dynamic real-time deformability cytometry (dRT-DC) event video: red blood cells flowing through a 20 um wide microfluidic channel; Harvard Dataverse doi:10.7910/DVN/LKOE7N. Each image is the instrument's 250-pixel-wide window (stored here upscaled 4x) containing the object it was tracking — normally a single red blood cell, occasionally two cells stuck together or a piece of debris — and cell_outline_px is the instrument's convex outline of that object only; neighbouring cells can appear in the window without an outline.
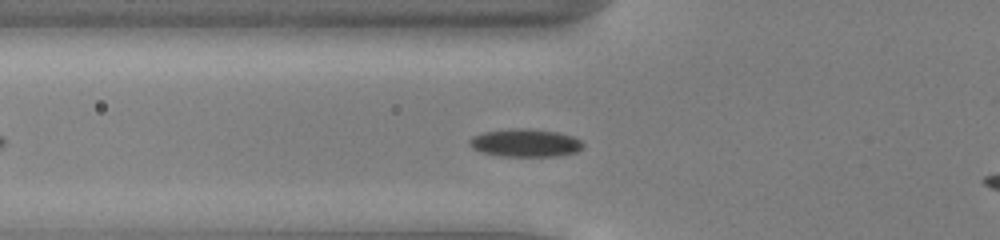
{"species": "common noctule bat (a hibernating species)", "species_latin": "Nyctalus noctula", "temperature_condition": "cold", "stored_images_in_passage": 39, "camera_frame_rate_fps": 3000, "um_per_image_px": 0.085, "animal": {"sex": "male", "body_mass_g": 13.0, "forearm_length_mm": 53.1}, "frame": {"image": 1, "passage_image": 10, "time_ms": 3.0, "image_size_px": [1000, 240], "cell_outline_px": [[584, 144], [576, 152], [556, 156], [500, 156], [484, 152], [472, 148], [468, 144], [468, 140], [472, 136], [484, 132], [512, 128], [528, 128], [556, 132], [572, 136], [580, 140]], "centroid_in_image_um": [44.62, 12.14], "position_along_channel_um": 81.2, "area_um2": 18.38}}
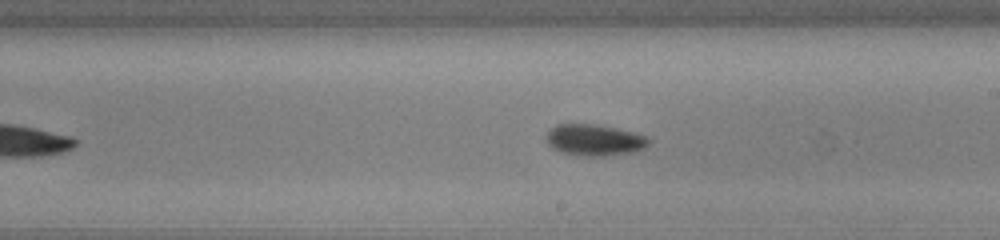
{"frame": {"image": 2, "passage_image": 22, "time_ms": 7.0, "image_size_px": [1000, 240], "cell_outline_px": [[652, 140], [644, 148], [636, 152], [608, 156], [580, 156], [560, 152], [552, 148], [548, 144], [544, 136], [556, 124], [592, 124], [616, 128], [648, 136]], "centroid_in_image_um": [50.54, 11.92], "position_along_channel_um": 238.5, "area_um2": 19.02}}
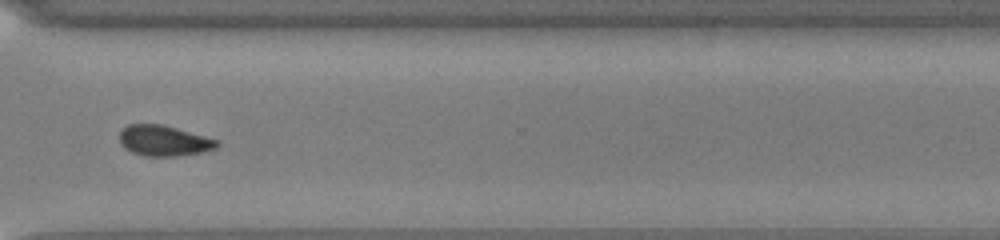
{"frame": {"image": 3, "passage_image": 31, "time_ms": 10.0, "image_size_px": [1000, 240], "cell_outline_px": [[220, 144], [216, 148], [204, 152], [176, 156], [144, 156], [132, 152], [124, 148], [120, 144], [120, 132], [128, 124], [160, 124], [176, 128], [220, 140]], "centroid_in_image_um": [13.95, 11.97], "position_along_channel_um": 356.7, "area_um2": 17.46}}